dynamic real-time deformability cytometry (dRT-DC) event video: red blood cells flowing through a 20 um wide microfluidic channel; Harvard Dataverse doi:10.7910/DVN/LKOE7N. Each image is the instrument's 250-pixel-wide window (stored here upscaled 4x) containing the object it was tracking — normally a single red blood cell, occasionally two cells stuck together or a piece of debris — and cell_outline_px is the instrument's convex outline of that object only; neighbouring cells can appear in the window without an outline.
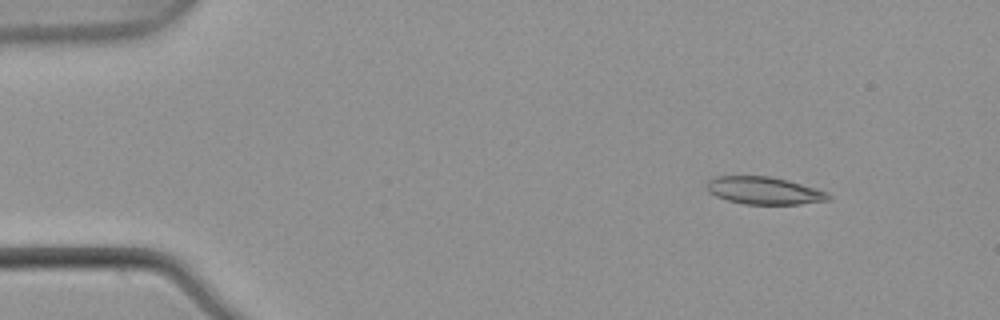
{"species": "common noctule bat (a hibernating species)", "species_latin": "Nyctalus noctula", "temperature_condition": "warm", "stored_images_in_passage": 6, "camera_frame_rate_fps": 3000, "um_per_image_px": 0.085, "animal": {"sex": "male", "body_mass_g": 21.5, "forearm_length_mm": 52.0}, "frame": {"image": 1, "passage_image": 2, "time_ms": 0.333, "image_size_px": [1000, 320], "cell_outline_px": [[832, 200], [800, 204], [744, 204], [728, 200], [716, 196], [708, 192], [708, 180], [716, 176], [768, 176], [788, 180], [816, 188], [828, 192], [832, 196]], "centroid_in_image_um": [65.0, 16.2], "position_along_channel_um": 20.0, "area_um2": 19.54}}
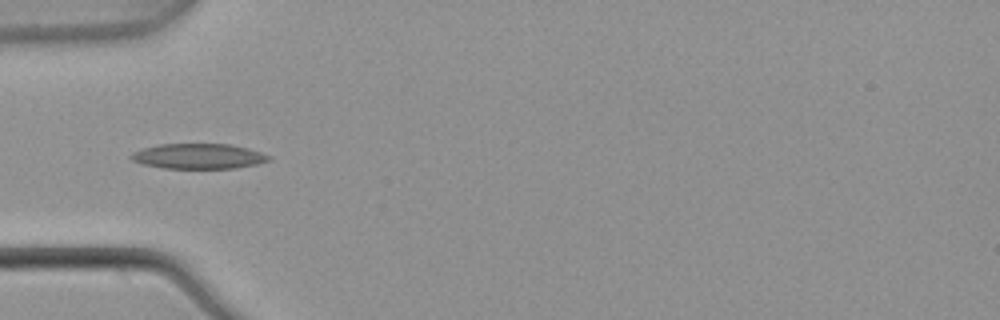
{"frame": {"image": 2, "passage_image": 5, "time_ms": 1.333, "image_size_px": [1000, 320], "cell_outline_px": [[272, 160], [256, 164], [236, 168], [164, 168], [140, 164], [132, 160], [128, 156], [132, 152], [144, 148], [160, 144], [228, 144], [248, 148], [272, 156]], "centroid_in_image_um": [16.87, 13.28], "position_along_channel_um": 68.1, "area_um2": 20.29}}
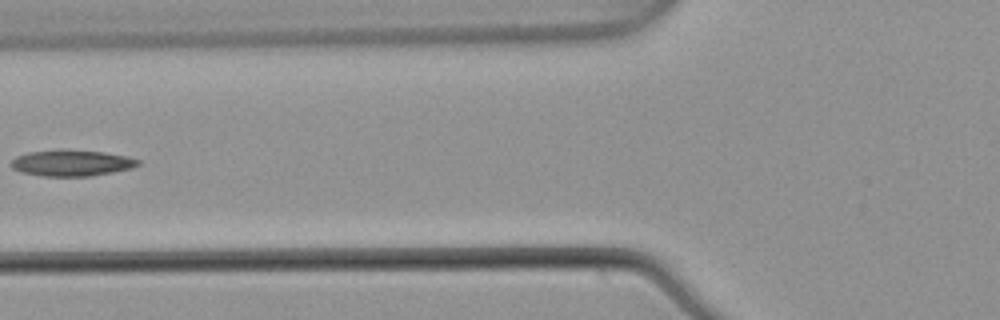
{"frame": {"image": 3, "passage_image": 6, "time_ms": 1.667, "image_size_px": [1000, 320], "cell_outline_px": [[140, 164], [132, 168], [112, 172], [88, 176], [44, 176], [20, 172], [12, 168], [12, 160], [16, 156], [28, 152], [60, 148], [104, 152], [128, 156], [140, 160]], "centroid_in_image_um": [6.09, 13.83], "position_along_channel_um": 119.7, "area_um2": 19.59}}